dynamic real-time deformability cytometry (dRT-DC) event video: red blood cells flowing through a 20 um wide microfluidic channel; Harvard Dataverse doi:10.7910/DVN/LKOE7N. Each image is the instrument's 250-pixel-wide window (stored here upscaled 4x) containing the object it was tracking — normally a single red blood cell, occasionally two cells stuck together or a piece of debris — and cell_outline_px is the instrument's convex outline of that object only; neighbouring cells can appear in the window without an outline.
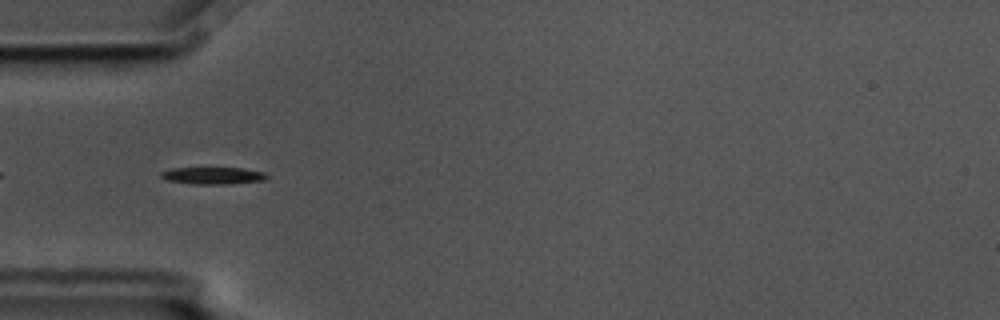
{"species": "common noctule bat (a hibernating species)", "species_latin": "Nyctalus noctula", "temperature_condition": "cold", "stored_images_in_passage": 42, "camera_frame_rate_fps": 3000, "um_per_image_px": 0.085, "animal": {"sex": "male", "body_mass_g": 17.5, "forearm_length_mm": 52.3}, "frame": {"image": 1, "passage_image": 3, "time_ms": 0.667, "image_size_px": [1000, 320], "cell_outline_px": [[268, 176], [264, 180], [228, 184], [192, 184], [168, 180], [160, 176], [160, 172], [168, 168], [244, 168], [264, 172]], "centroid_in_image_um": [18.08, 14.92], "position_along_channel_um": 66.9, "area_um2": 10.52}}
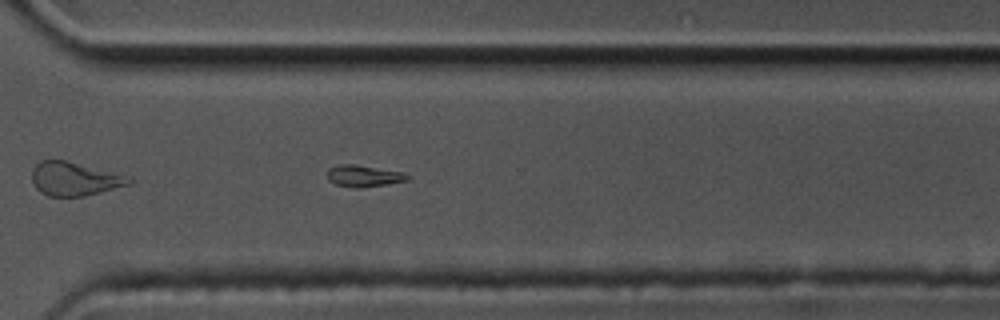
{"frame": {"image": 2, "passage_image": 26, "time_ms": 8.333, "image_size_px": [1000, 320], "cell_outline_px": [[408, 180], [360, 188], [356, 188], [336, 184], [328, 180], [328, 168], [340, 164], [356, 164], [404, 172], [408, 176]], "centroid_in_image_um": [30.89, 14.94], "position_along_channel_um": 339.7, "area_um2": 10.0}}
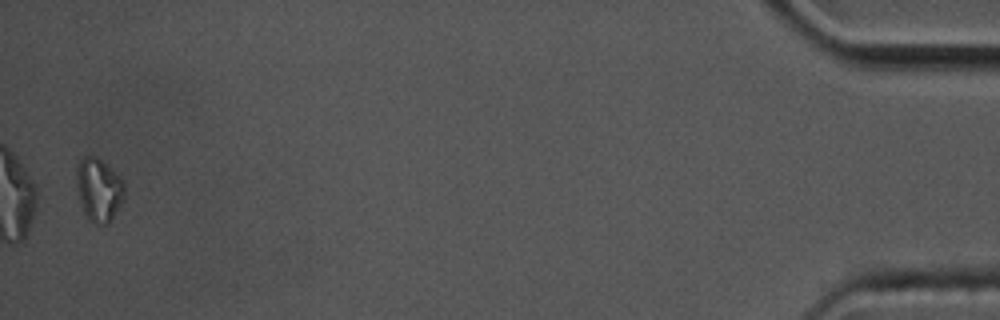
{"frame": {"image": 3, "passage_image": 41, "time_ms": 13.333, "image_size_px": [1000, 320], "cell_outline_px": [[124, 196], [120, 204], [108, 224], [96, 224], [88, 220], [84, 212], [80, 200], [76, 180], [76, 172], [80, 160], [84, 156], [96, 156], [124, 184]], "centroid_in_image_um": [8.36, 16.16], "position_along_channel_um": 426.8, "area_um2": 16.99}, "authors_computed_cell_mechanics": {"area_um2": 10.7508, "velocity_mm_per_s": 3.5661, "shape_relaxation_time_tau1_ms": 1.3631, "shape_relaxation_time_tau2_ms": null, "deformation_change_tau1": 0.121, "deformation_change_tau2": null}}